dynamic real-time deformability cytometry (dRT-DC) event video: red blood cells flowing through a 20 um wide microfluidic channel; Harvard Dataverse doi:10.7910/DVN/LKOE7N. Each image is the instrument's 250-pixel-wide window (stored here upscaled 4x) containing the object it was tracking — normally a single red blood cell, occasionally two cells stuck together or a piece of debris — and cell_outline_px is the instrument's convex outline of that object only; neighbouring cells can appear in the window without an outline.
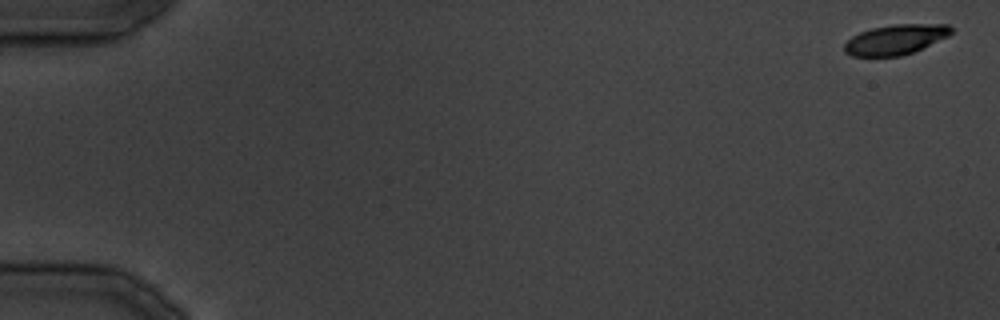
{"species": "common noctule bat (a hibernating species)", "species_latin": "Nyctalus noctula", "temperature_condition": "cold", "stored_images_in_passage": 10, "camera_frame_rate_fps": 3000, "um_per_image_px": 0.085, "animal": {"sex": "male", "body_mass_g": 19.5, "forearm_length_mm": 54.6}, "frame": {"image": 1, "passage_image": 1, "time_ms": 0.0, "image_size_px": [1000, 320], "cell_outline_px": [[956, 28], [948, 36], [912, 52], [900, 56], [852, 56], [844, 52], [844, 44], [852, 36], [860, 32], [872, 28], [896, 24], [948, 24]], "centroid_in_image_um": [76.13, 3.35], "position_along_channel_um": 8.9, "area_um2": 18.61}}